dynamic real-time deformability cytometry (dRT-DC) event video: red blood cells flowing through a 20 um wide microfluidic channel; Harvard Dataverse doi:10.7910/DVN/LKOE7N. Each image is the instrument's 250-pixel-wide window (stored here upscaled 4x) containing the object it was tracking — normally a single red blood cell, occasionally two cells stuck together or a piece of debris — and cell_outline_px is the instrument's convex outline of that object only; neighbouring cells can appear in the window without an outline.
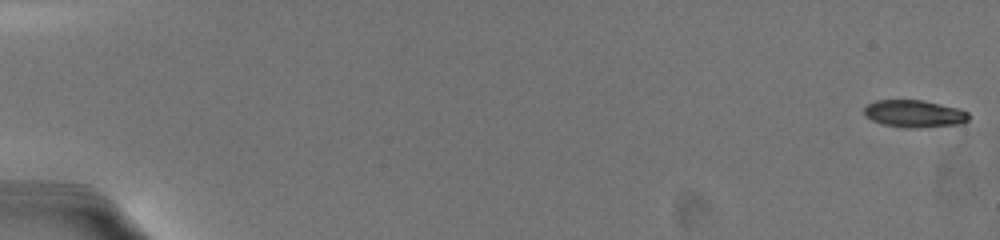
{"species": "common noctule bat (a hibernating species)", "species_latin": "Nyctalus noctula", "temperature_condition": "warm", "stored_images_in_passage": 25, "camera_frame_rate_fps": 3000, "um_per_image_px": 0.085, "animal": {"sex": "female", "body_mass_g": 19.5, "forearm_length_mm": 54.1}, "frame": {"image": 1, "passage_image": 1, "time_ms": 0.0, "image_size_px": [1000, 240], "cell_outline_px": [[968, 120], [960, 124], [916, 128], [908, 128], [884, 124], [872, 120], [864, 116], [864, 108], [868, 104], [876, 100], [924, 100], [960, 108], [968, 112]], "centroid_in_image_um": [77.73, 9.66], "position_along_channel_um": 7.3, "area_um2": 16.7}}
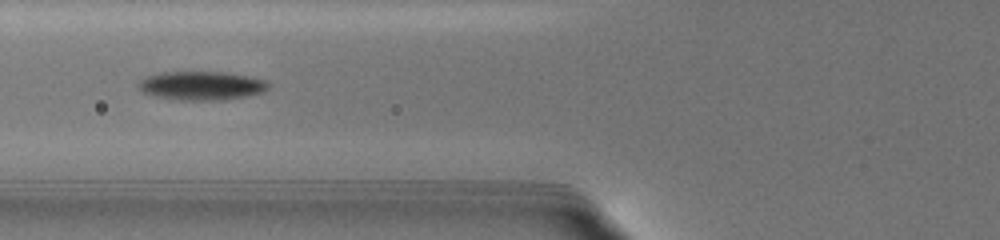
{"frame": {"image": 2, "passage_image": 11, "time_ms": 8.0, "image_size_px": [1000, 240], "cell_outline_px": [[268, 88], [264, 92], [224, 100], [176, 100], [152, 96], [136, 88], [136, 84], [140, 80], [148, 76], [160, 72], [224, 72], [268, 80]], "centroid_in_image_um": [17.08, 7.29], "position_along_channel_um": 108.7, "area_um2": 21.91}}
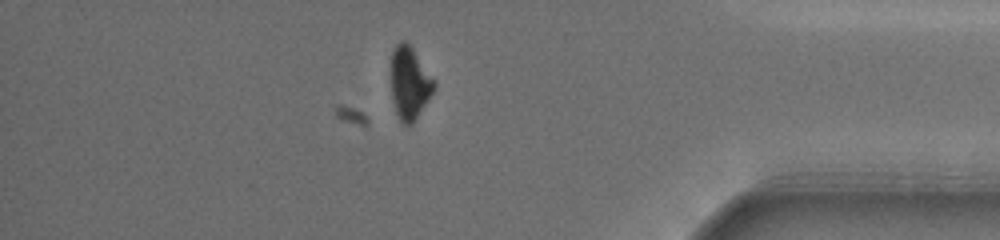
{"frame": {"image": 3, "passage_image": 22, "time_ms": 16.667, "image_size_px": [1000, 240], "cell_outline_px": [[436, 84], [428, 100], [412, 124], [404, 124], [400, 120], [396, 112], [392, 100], [392, 52], [396, 44], [400, 40], [404, 40], [412, 48], [436, 80]], "centroid_in_image_um": [34.83, 7.04], "position_along_channel_um": 400.4, "area_um2": 17.98}, "authors_computed_cell_mechanics": {"area_um2": 19.4208, "velocity_mm_per_s": 3.6865, "shape_relaxation_time_tau1_ms": 2.3112, "shape_relaxation_time_tau2_ms": null, "deformation_change_tau1": 0.137, "deformation_change_tau2": null}}